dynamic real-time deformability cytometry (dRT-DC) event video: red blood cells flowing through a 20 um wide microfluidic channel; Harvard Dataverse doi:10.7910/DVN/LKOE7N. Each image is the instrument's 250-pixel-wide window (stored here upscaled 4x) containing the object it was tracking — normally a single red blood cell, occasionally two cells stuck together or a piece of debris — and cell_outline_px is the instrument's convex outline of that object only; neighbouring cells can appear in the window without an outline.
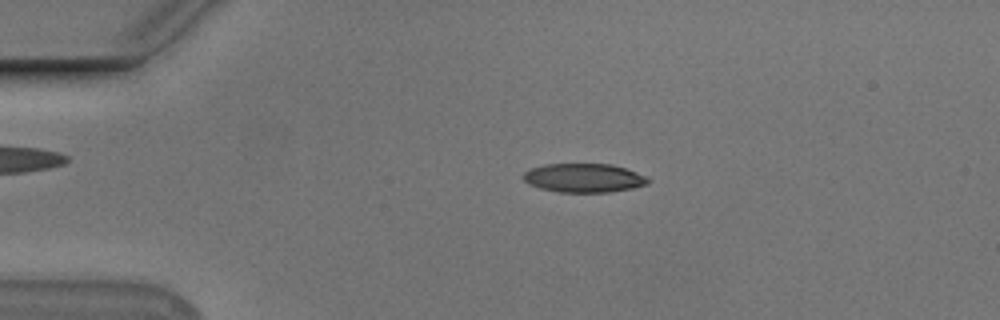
{"species": "Egyptian fruit bat (a non-hibernating species)", "species_latin": "Rousettus aegyptiacus", "temperature_condition": "cold", "stored_images_in_passage": 52, "camera_frame_rate_fps": 3000, "um_per_image_px": 0.085, "animal": {"sex": "male"}, "frame": {"image": 1, "passage_image": 9, "time_ms": 2.667, "image_size_px": [1000, 320], "cell_outline_px": [[652, 180], [648, 184], [632, 188], [608, 192], [560, 192], [540, 188], [528, 184], [520, 176], [528, 168], [544, 164], [612, 164], [648, 176]], "centroid_in_image_um": [49.61, 15.12], "position_along_channel_um": 35.4, "area_um2": 21.21}}
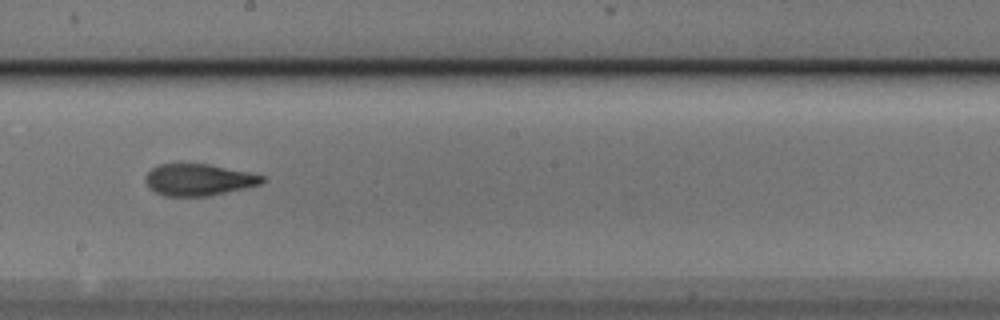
{"frame": {"image": 2, "passage_image": 28, "time_ms": 9.0, "image_size_px": [1000, 320], "cell_outline_px": [[264, 180], [260, 184], [244, 188], [208, 196], [164, 196], [148, 188], [144, 180], [144, 176], [152, 168], [160, 164], [208, 164], [248, 172], [264, 176]], "centroid_in_image_um": [16.83, 15.28], "position_along_channel_um": 231.4, "area_um2": 21.44}}
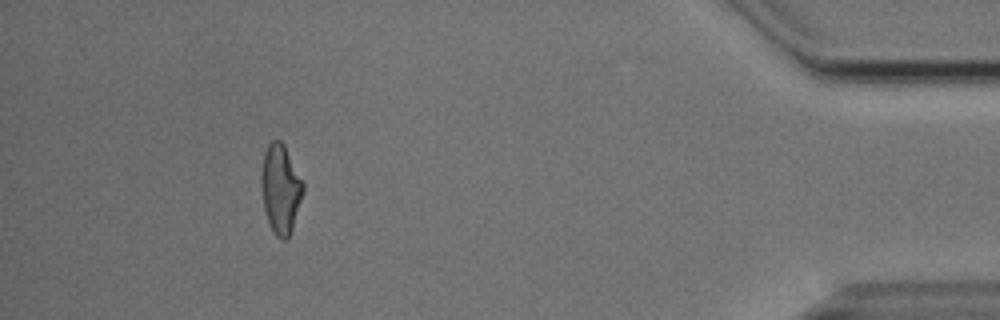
{"frame": {"image": 3, "passage_image": 47, "time_ms": 15.333, "image_size_px": [1000, 320], "cell_outline_px": [[304, 192], [288, 240], [280, 240], [272, 232], [264, 208], [260, 184], [260, 180], [264, 152], [268, 144], [272, 140], [280, 140], [284, 144], [304, 184]], "centroid_in_image_um": [23.84, 16.07], "position_along_channel_um": 411.4, "area_um2": 21.79}, "authors_computed_cell_mechanics": {"area_um2": 21.5016, "velocity_mm_per_s": 3.7694, "shape_relaxation_time_tau1_ms": 3.3504, "shape_relaxation_time_tau2_ms": 2.3528, "deformation_change_tau1": 0.1715, "deformation_change_tau2": 0.112}}